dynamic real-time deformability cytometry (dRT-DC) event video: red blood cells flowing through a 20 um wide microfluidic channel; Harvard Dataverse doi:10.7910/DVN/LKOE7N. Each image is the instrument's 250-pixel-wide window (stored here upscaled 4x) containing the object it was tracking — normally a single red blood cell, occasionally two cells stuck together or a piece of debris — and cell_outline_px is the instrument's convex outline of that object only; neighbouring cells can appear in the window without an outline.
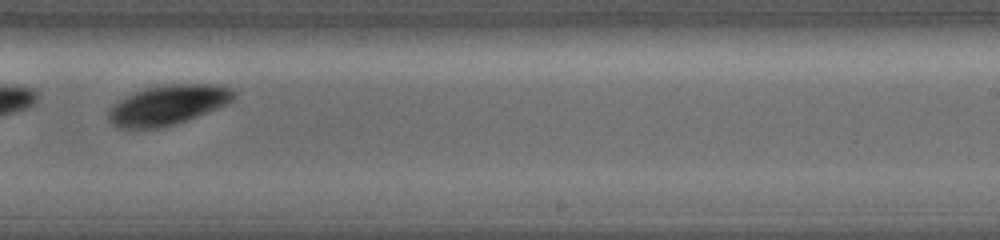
{"species": "common noctule bat (a hibernating species)", "species_latin": "Nyctalus noctula", "temperature_condition": "warm", "stored_images_in_passage": 18, "camera_frame_rate_fps": 5000, "um_per_image_px": 0.085, "animal": {"sex": "female", "body_mass_g": 19.0, "forearm_length_mm": 56.7}, "frame": {"image": 1, "passage_image": 11, "time_ms": 4.2, "image_size_px": [1000, 240], "cell_outline_px": [[236, 100], [228, 104], [196, 116], [172, 124], [156, 128], [128, 128], [116, 124], [108, 116], [108, 112], [112, 104], [132, 92], [144, 88], [164, 84], [216, 84], [232, 88], [236, 92]], "centroid_in_image_um": [14.33, 8.87], "position_along_channel_um": 274.7, "area_um2": 28.84}}